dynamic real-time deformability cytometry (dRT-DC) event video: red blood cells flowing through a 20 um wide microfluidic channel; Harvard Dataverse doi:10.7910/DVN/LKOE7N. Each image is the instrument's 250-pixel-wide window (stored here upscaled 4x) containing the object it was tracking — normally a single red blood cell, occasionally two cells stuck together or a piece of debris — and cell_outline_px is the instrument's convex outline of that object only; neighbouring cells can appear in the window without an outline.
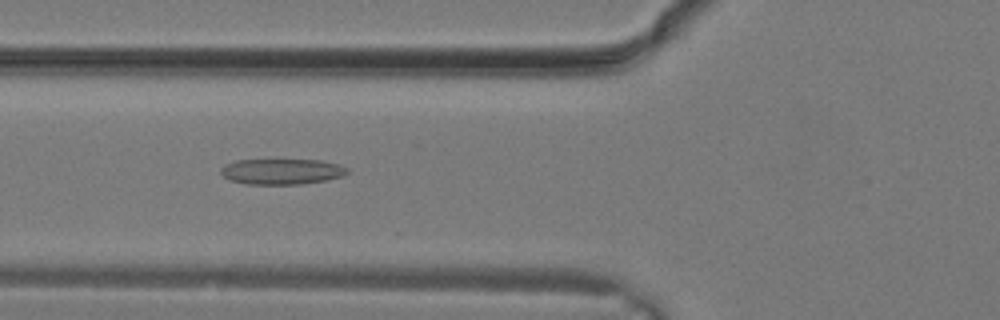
{"species": "common noctule bat (a hibernating species)", "species_latin": "Nyctalus noctula", "temperature_condition": "warm", "stored_images_in_passage": 27, "camera_frame_rate_fps": 3000, "um_per_image_px": 0.085, "animal": {"sex": "male", "body_mass_g": 19.2, "forearm_length_mm": 51.8}, "frame": {"image": 1, "passage_image": 11, "time_ms": 3.333, "image_size_px": [1000, 320], "cell_outline_px": [[348, 172], [344, 176], [324, 180], [300, 184], [248, 184], [232, 180], [224, 176], [220, 172], [220, 168], [224, 164], [236, 160], [320, 160], [340, 164], [348, 168]], "centroid_in_image_um": [23.96, 14.57], "position_along_channel_um": 101.8, "area_um2": 18.84}}
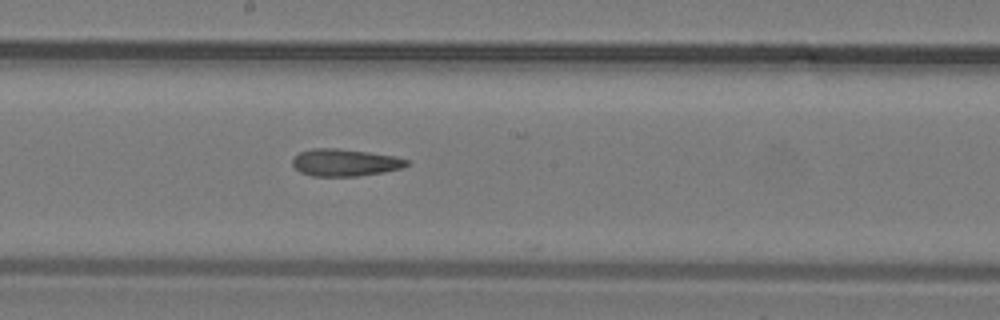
{"frame": {"image": 2, "passage_image": 16, "time_ms": 5.0, "image_size_px": [1000, 320], "cell_outline_px": [[408, 164], [400, 168], [384, 172], [356, 176], [312, 176], [300, 172], [292, 164], [292, 160], [300, 152], [312, 148], [336, 148], [368, 152], [396, 156], [408, 160]], "centroid_in_image_um": [29.3, 13.81], "position_along_channel_um": 218.9, "area_um2": 17.98}}
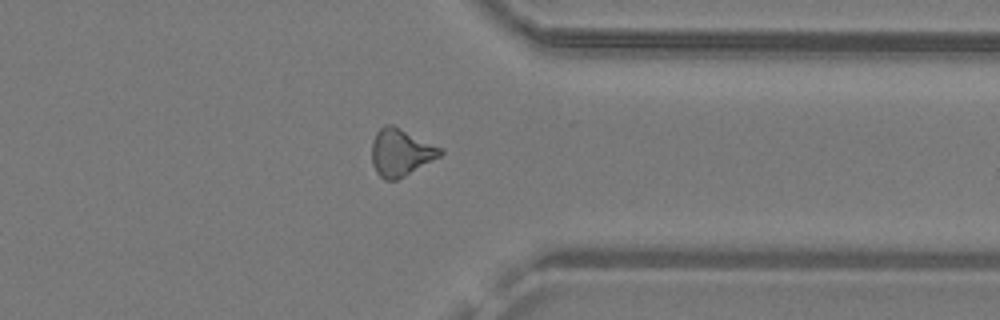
{"frame": {"image": 3, "passage_image": 23, "time_ms": 7.333, "image_size_px": [1000, 320], "cell_outline_px": [[444, 152], [440, 156], [396, 180], [384, 180], [376, 172], [372, 164], [372, 140], [376, 132], [384, 124], [392, 124], [444, 148]], "centroid_in_image_um": [34.06, 12.93], "position_along_channel_um": 377.3, "area_um2": 18.9}}